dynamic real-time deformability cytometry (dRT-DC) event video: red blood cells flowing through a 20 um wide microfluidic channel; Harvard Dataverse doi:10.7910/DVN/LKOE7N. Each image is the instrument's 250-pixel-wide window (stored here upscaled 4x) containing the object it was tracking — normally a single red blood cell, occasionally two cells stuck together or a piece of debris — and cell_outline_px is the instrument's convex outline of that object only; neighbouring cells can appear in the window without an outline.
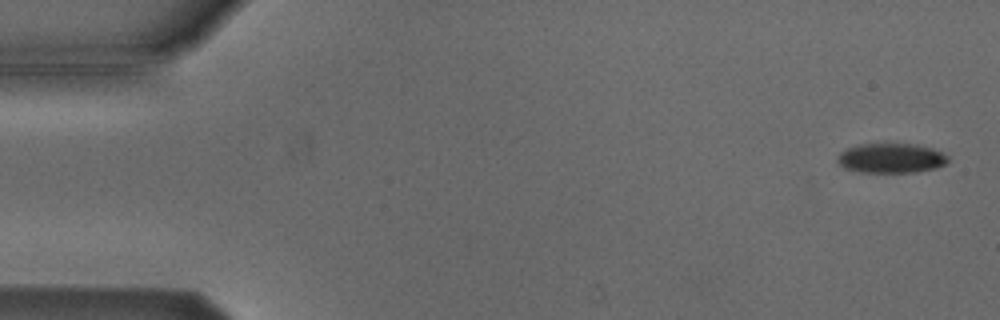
{"species": "Egyptian fruit bat (a non-hibernating species)", "species_latin": "Rousettus aegyptiacus", "temperature_condition": "cold", "stored_images_in_passage": 53, "camera_frame_rate_fps": 3000, "um_per_image_px": 0.085, "animal": {"sex": "male"}, "frame": {"image": 1, "passage_image": 1, "time_ms": 0.0, "image_size_px": [1000, 320], "cell_outline_px": [[948, 160], [944, 164], [936, 168], [916, 172], [860, 172], [844, 168], [836, 160], [836, 156], [840, 152], [848, 148], [860, 144], [916, 144], [932, 148], [948, 156]], "centroid_in_image_um": [75.72, 13.44], "position_along_channel_um": 9.3, "area_um2": 19.07}}
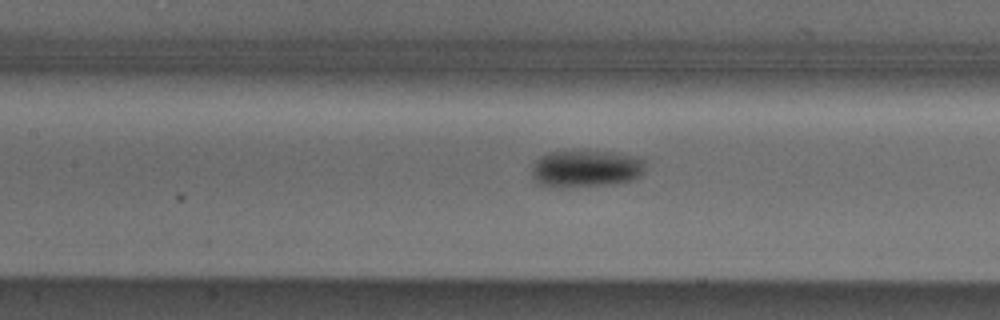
{"frame": {"image": 2, "passage_image": 23, "time_ms": 7.333, "image_size_px": [1000, 320], "cell_outline_px": [[644, 172], [640, 176], [632, 180], [612, 184], [564, 188], [548, 188], [536, 184], [532, 180], [532, 164], [540, 156], [548, 152], [616, 152], [640, 156], [644, 160]], "centroid_in_image_um": [49.77, 14.36], "position_along_channel_um": 157.6, "area_um2": 25.14}}
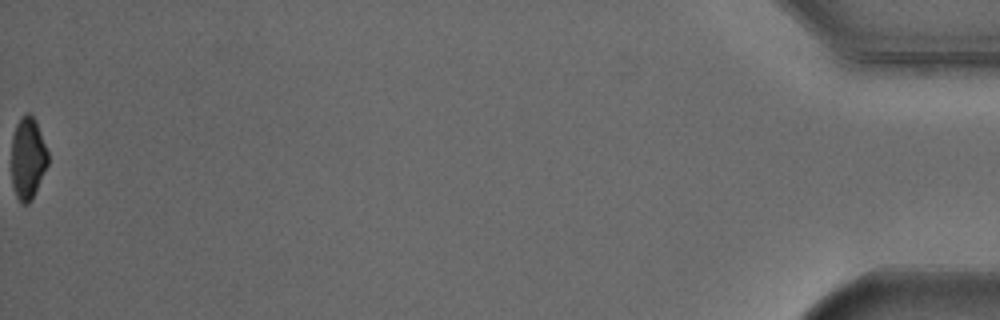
{"frame": {"image": 3, "passage_image": 53, "time_ms": 17.333, "image_size_px": [1000, 320], "cell_outline_px": [[48, 164], [32, 200], [28, 204], [20, 204], [16, 196], [12, 184], [12, 136], [16, 124], [20, 116], [28, 112], [36, 120], [48, 152]], "centroid_in_image_um": [2.36, 13.45], "position_along_channel_um": 432.8, "area_um2": 17.63}, "authors_computed_cell_mechanics": {"area_um2": 21.5594, "velocity_mm_per_s": 3.837, "shape_relaxation_time_tau1_ms": 3.1185, "shape_relaxation_time_tau2_ms": null, "deformation_change_tau1": 0.084, "deformation_change_tau2": null}}